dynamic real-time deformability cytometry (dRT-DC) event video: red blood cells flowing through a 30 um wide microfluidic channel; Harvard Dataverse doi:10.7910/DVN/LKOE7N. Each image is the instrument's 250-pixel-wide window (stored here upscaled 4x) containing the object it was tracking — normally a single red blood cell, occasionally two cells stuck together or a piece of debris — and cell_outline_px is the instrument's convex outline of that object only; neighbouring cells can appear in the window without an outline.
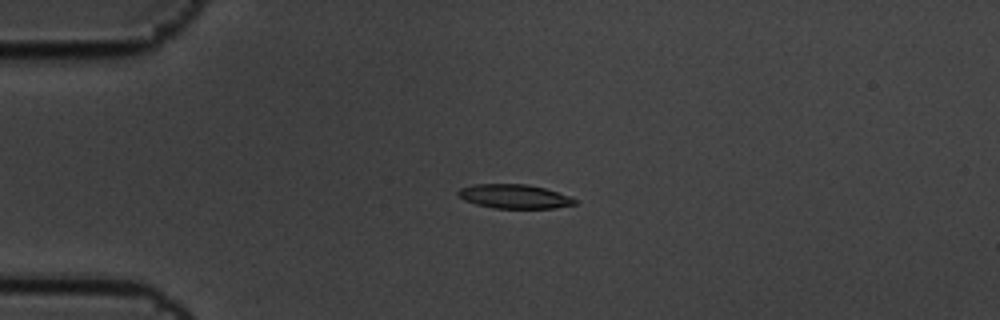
{"species": "common noctule bat (a hibernating species)", "species_latin": "Nyctalus noctula", "temperature_condition": "cold", "stored_images_in_passage": 6, "camera_frame_rate_fps": 3000, "um_per_image_px": 0.085, "animal": {"sex": "male", "body_mass_g": 19.5, "forearm_length_mm": 54.6}, "frame": {"image": 1, "passage_image": 5, "time_ms": 1.333, "image_size_px": [1000, 320], "cell_outline_px": [[576, 204], [556, 208], [492, 208], [476, 204], [464, 200], [456, 192], [460, 188], [472, 184], [528, 184], [544, 188], [568, 196], [576, 200]], "centroid_in_image_um": [43.68, 16.69], "position_along_channel_um": 41.3, "area_um2": 16.3}}